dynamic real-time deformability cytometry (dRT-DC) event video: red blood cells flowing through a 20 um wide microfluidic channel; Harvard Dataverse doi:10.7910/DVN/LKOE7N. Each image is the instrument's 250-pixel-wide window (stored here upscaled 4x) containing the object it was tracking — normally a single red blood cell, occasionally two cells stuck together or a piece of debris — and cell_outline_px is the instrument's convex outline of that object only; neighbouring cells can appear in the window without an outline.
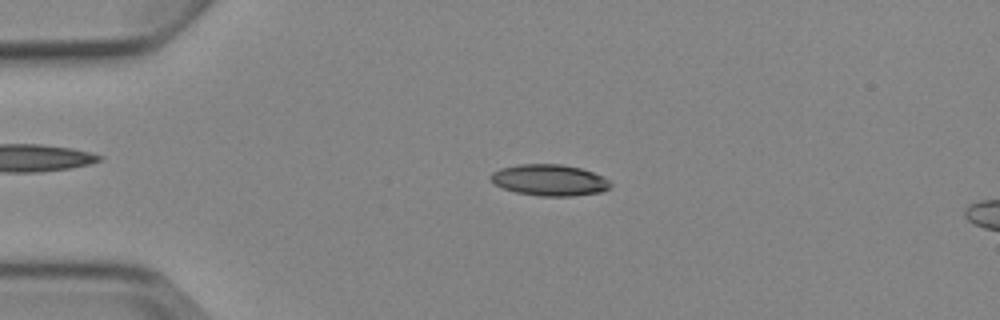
{"species": "Egyptian fruit bat (a non-hibernating species)", "species_latin": "Rousettus aegyptiacus", "temperature_condition": "cold", "stored_images_in_passage": 5, "segment_of_instrument_passage": [1, 2], "camera_frame_rate_fps": 3000, "um_per_image_px": 0.085, "animal": {"sex": "female"}, "frame": {"image": 1, "passage_image": 3, "time_ms": 2.333, "image_size_px": [1000, 320], "cell_outline_px": [[612, 188], [600, 192], [572, 196], [540, 196], [516, 192], [504, 188], [488, 180], [488, 176], [492, 172], [500, 168], [516, 164], [560, 164], [580, 168], [604, 176], [612, 184]], "centroid_in_image_um": [46.69, 15.3], "position_along_channel_um": 38.3, "area_um2": 22.02}}